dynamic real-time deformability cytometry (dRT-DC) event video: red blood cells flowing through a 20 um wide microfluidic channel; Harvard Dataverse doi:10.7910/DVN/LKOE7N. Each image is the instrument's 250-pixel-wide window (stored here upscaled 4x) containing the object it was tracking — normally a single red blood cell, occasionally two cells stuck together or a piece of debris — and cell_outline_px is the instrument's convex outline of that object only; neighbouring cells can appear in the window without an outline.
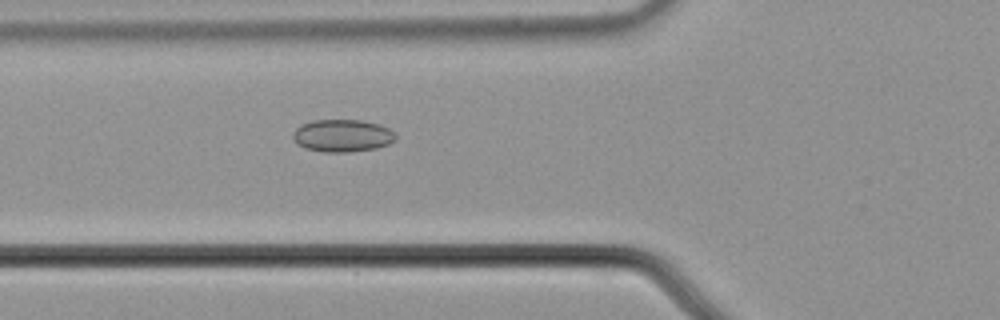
{"species": "common noctule bat (a hibernating species)", "species_latin": "Nyctalus noctula", "temperature_condition": "cold", "stored_images_in_passage": 43, "camera_frame_rate_fps": 3000, "um_per_image_px": 0.085, "animal": {"sex": "male", "body_mass_g": 21.5, "forearm_length_mm": 52.0}, "frame": {"image": 1, "passage_image": 8, "time_ms": 2.333, "image_size_px": [1000, 320], "cell_outline_px": [[396, 140], [388, 144], [376, 148], [348, 152], [324, 152], [304, 148], [296, 144], [292, 136], [292, 132], [300, 124], [312, 120], [364, 120], [380, 124], [396, 132]], "centroid_in_image_um": [29.09, 11.52], "position_along_channel_um": 96.7, "area_um2": 19.77}}
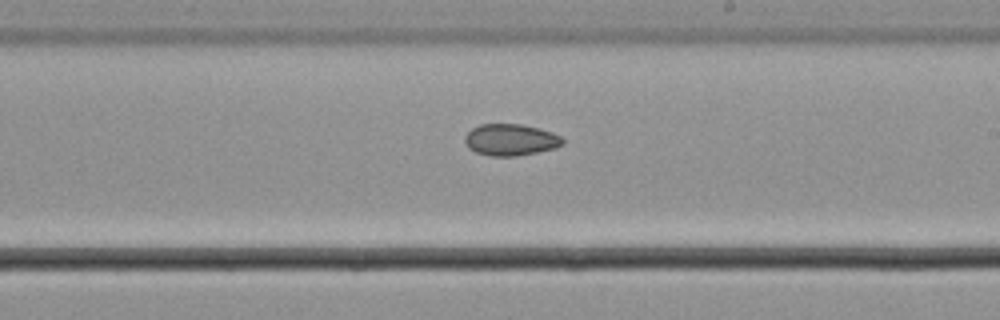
{"frame": {"image": 2, "passage_image": 20, "time_ms": 6.333, "image_size_px": [1000, 320], "cell_outline_px": [[564, 144], [556, 148], [516, 156], [492, 156], [476, 152], [468, 148], [464, 140], [464, 136], [472, 128], [480, 124], [520, 124], [540, 128], [552, 132], [560, 136], [564, 140]], "centroid_in_image_um": [43.4, 11.88], "position_along_channel_um": 245.6, "area_um2": 18.09}}
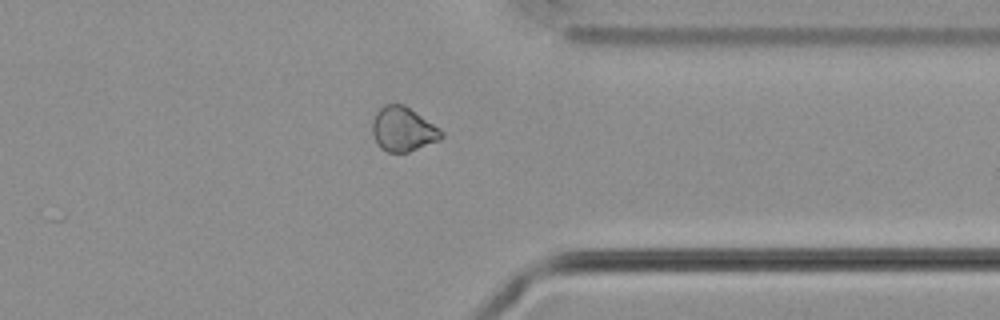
{"frame": {"image": 3, "passage_image": 31, "time_ms": 10.0, "image_size_px": [1000, 320], "cell_outline_px": [[444, 136], [440, 140], [408, 152], [388, 152], [380, 148], [372, 132], [372, 120], [376, 112], [384, 104], [404, 104], [440, 128], [444, 132]], "centroid_in_image_um": [34.27, 10.98], "position_along_channel_um": 377.1, "area_um2": 17.92}}